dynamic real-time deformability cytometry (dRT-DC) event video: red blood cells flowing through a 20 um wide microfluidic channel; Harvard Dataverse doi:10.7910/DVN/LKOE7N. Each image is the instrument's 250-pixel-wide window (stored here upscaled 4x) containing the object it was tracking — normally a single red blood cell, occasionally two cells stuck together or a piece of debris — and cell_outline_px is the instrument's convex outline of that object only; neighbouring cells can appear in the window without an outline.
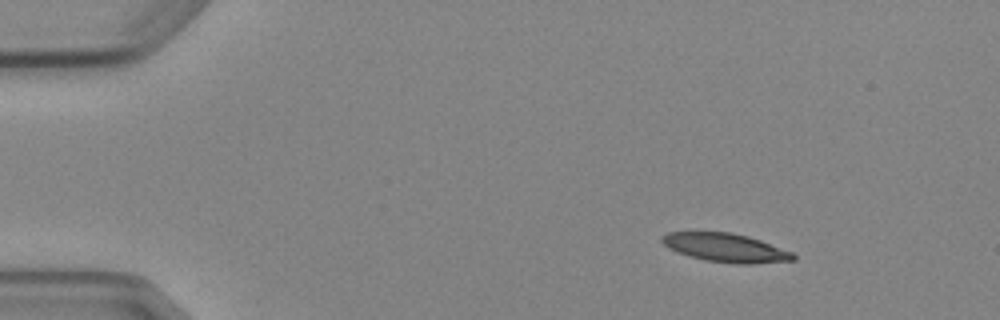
{"species": "Egyptian fruit bat (a non-hibernating species)", "species_latin": "Rousettus aegyptiacus", "temperature_condition": "cold", "stored_images_in_passage": 5, "camera_frame_rate_fps": 3000, "um_per_image_px": 0.085, "animal": {"sex": "female"}, "frame": {"image": 1, "passage_image": 1, "time_ms": 0.0, "image_size_px": [1000, 320], "cell_outline_px": [[796, 260], [752, 264], [740, 264], [704, 260], [688, 256], [668, 248], [660, 240], [660, 236], [668, 232], [732, 232], [748, 236], [760, 240], [792, 252], [796, 256]], "centroid_in_image_um": [61.66, 21.05], "position_along_channel_um": 23.3, "area_um2": 21.96}}
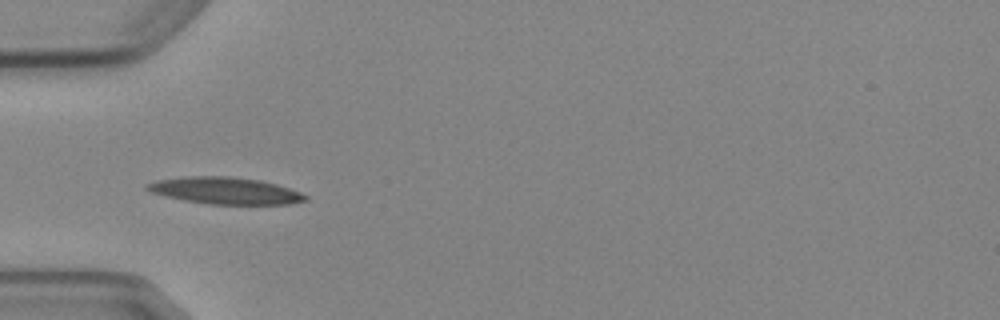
{"frame": {"image": 2, "passage_image": 4, "time_ms": 3.333, "image_size_px": [1000, 320], "cell_outline_px": [[308, 200], [288, 204], [208, 204], [184, 200], [152, 192], [144, 188], [148, 184], [156, 180], [184, 176], [228, 176], [260, 180], [276, 184], [300, 192], [308, 196]], "centroid_in_image_um": [19.16, 16.2], "position_along_channel_um": 65.8, "area_um2": 24.57}}
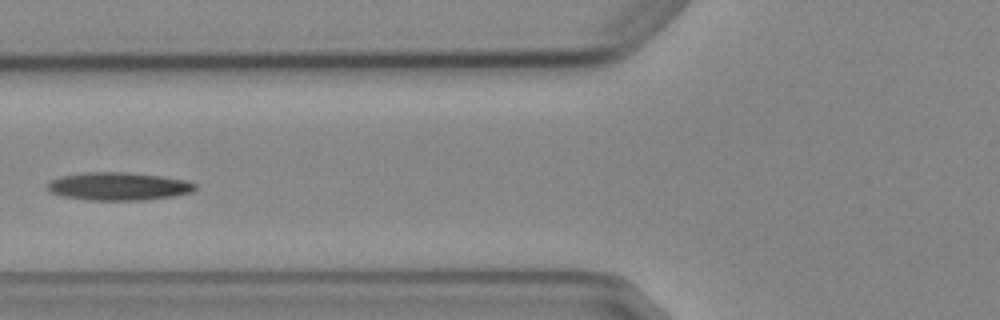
{"frame": {"image": 3, "passage_image": 5, "time_ms": 4.667, "image_size_px": [1000, 320], "cell_outline_px": [[196, 188], [192, 192], [172, 196], [144, 200], [88, 200], [64, 196], [48, 192], [44, 184], [60, 176], [88, 172], [124, 172], [160, 176], [184, 180], [196, 184]], "centroid_in_image_um": [10.01, 15.84], "position_along_channel_um": 115.8, "area_um2": 24.04}}